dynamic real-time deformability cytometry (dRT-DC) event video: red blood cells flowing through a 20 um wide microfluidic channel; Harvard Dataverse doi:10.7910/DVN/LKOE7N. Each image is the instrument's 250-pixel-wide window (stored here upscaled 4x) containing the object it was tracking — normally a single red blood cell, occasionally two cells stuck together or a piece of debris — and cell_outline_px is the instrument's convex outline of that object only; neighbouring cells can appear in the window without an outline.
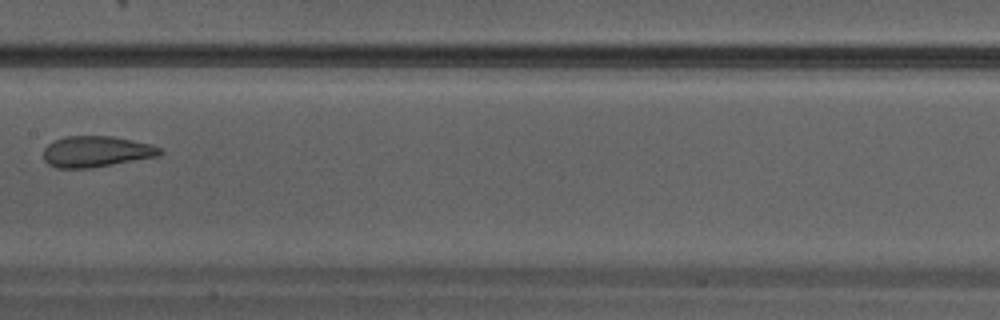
{"species": "Egyptian fruit bat (a non-hibernating species)", "species_latin": "Rousettus aegyptiacus", "temperature_condition": "warm", "stored_images_in_passage": 28, "camera_frame_rate_fps": 3000, "um_per_image_px": 0.085, "animal": {"sex": "male"}, "frame": {"image": 1, "passage_image": 13, "time_ms": 4.0, "image_size_px": [1000, 320], "cell_outline_px": [[164, 152], [160, 156], [92, 168], [56, 168], [48, 164], [44, 160], [44, 148], [48, 144], [64, 136], [112, 136], [152, 144], [164, 148]], "centroid_in_image_um": [8.23, 12.89], "position_along_channel_um": 199.2, "area_um2": 21.33}}